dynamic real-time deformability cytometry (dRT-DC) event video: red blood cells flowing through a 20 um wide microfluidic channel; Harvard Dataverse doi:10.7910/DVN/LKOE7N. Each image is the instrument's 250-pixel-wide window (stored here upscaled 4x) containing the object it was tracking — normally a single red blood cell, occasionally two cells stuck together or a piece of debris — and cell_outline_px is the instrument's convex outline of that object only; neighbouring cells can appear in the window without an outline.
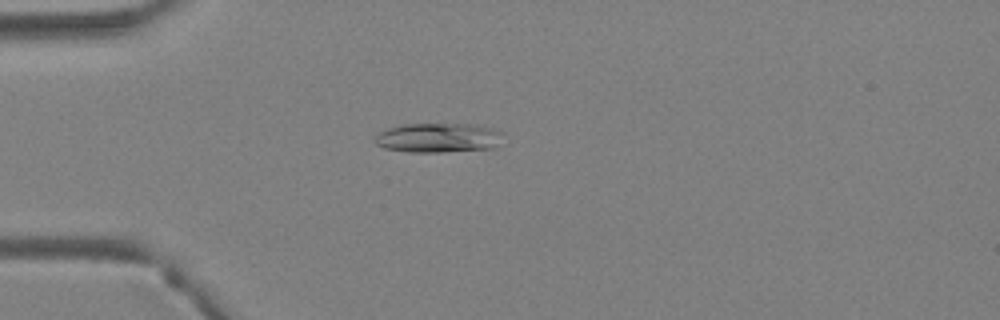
{"species": "Egyptian fruit bat (a non-hibernating species)", "species_latin": "Rousettus aegyptiacus", "temperature_condition": "warm", "stored_images_in_passage": 29, "camera_frame_rate_fps": 3000, "um_per_image_px": 0.085, "animal": {"sex": "female"}, "frame": {"image": 1, "passage_image": 12, "time_ms": 3.667, "image_size_px": [1000, 320], "cell_outline_px": [[504, 132], [496, 144], [492, 148], [440, 152], [408, 152], [384, 148], [376, 144], [376, 136], [380, 132], [388, 128], [404, 124], [476, 124], [496, 128]], "centroid_in_image_um": [37.27, 11.7], "position_along_channel_um": 47.7, "area_um2": 21.96}}
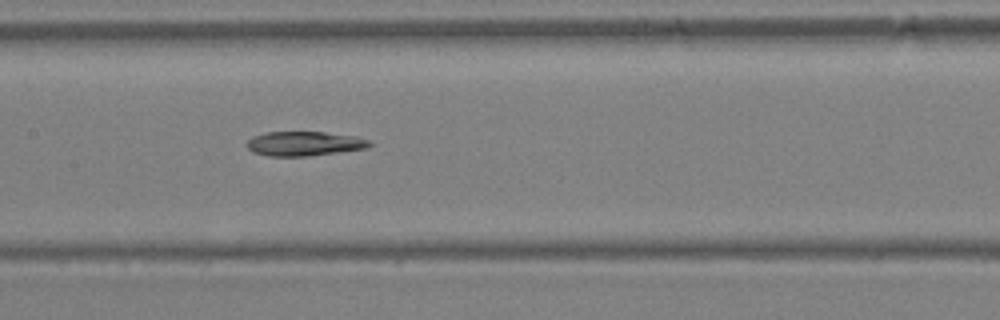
{"frame": {"image": 2, "passage_image": 21, "time_ms": 6.667, "image_size_px": [1000, 320], "cell_outline_px": [[372, 144], [368, 148], [340, 152], [308, 156], [268, 156], [252, 152], [248, 148], [248, 140], [252, 136], [264, 132], [324, 132], [356, 136], [368, 140]], "centroid_in_image_um": [25.86, 12.21], "position_along_channel_um": 181.5, "area_um2": 17.51}}
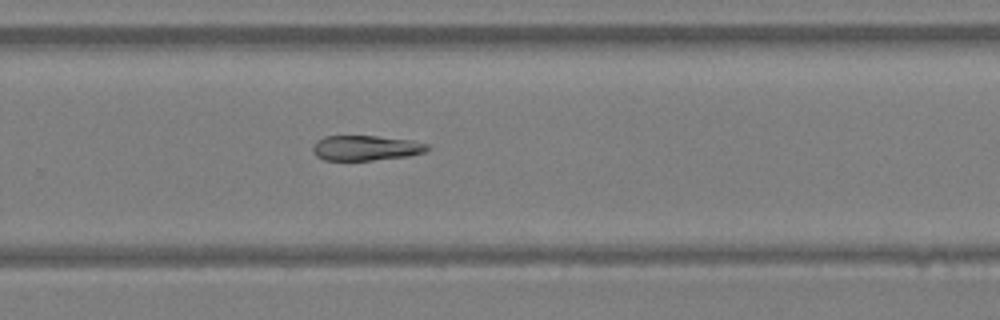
{"frame": {"image": 3, "passage_image": 28, "time_ms": 9.0, "image_size_px": [1000, 320], "cell_outline_px": [[432, 148], [424, 152], [408, 156], [372, 160], [324, 160], [316, 156], [312, 148], [312, 144], [316, 140], [324, 136], [376, 136], [412, 140], [428, 144]], "centroid_in_image_um": [31.09, 12.57], "position_along_channel_um": 298.7, "area_um2": 16.88}}